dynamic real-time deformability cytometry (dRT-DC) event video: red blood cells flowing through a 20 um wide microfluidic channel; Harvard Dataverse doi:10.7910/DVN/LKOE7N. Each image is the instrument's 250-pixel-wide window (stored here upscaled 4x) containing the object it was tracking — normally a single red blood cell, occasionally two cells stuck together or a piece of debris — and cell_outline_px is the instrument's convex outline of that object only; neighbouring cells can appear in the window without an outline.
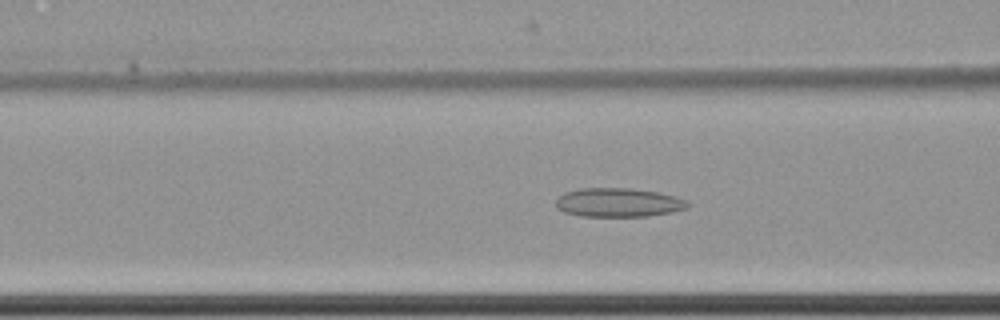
{"species": "common noctule bat (a hibernating species)", "species_latin": "Nyctalus noctula", "temperature_condition": "cold", "stored_images_in_passage": 49, "camera_frame_rate_fps": 3000, "um_per_image_px": 0.085, "animal": {"sex": "female", "body_mass_g": 22.7, "forearm_length_mm": 54.2}, "frame": {"image": 1, "passage_image": 14, "time_ms": 4.333, "image_size_px": [1000, 320], "cell_outline_px": [[692, 204], [688, 208], [672, 212], [648, 216], [580, 216], [564, 212], [556, 208], [556, 200], [564, 192], [580, 188], [632, 188], [656, 192], [676, 196], [688, 200]], "centroid_in_image_um": [52.59, 17.21], "position_along_channel_um": 114.0, "area_um2": 22.43}}
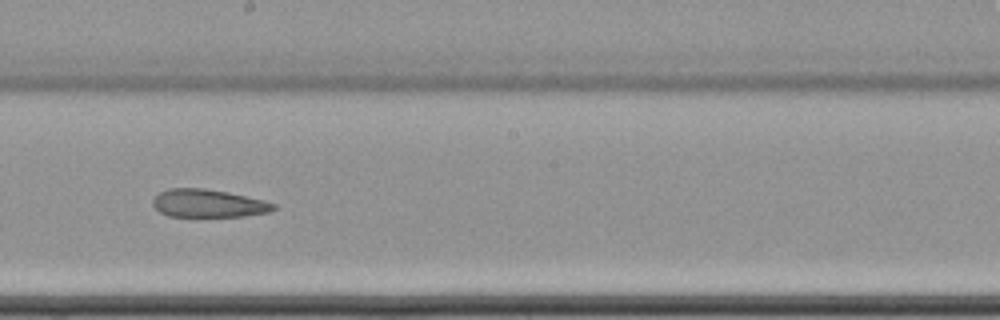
{"frame": {"image": 2, "passage_image": 24, "time_ms": 7.667, "image_size_px": [1000, 320], "cell_outline_px": [[276, 208], [268, 212], [244, 216], [168, 216], [160, 212], [152, 204], [152, 200], [160, 192], [168, 188], [204, 188], [228, 192], [264, 200], [276, 204]], "centroid_in_image_um": [17.7, 17.28], "position_along_channel_um": 230.5, "area_um2": 19.59}}
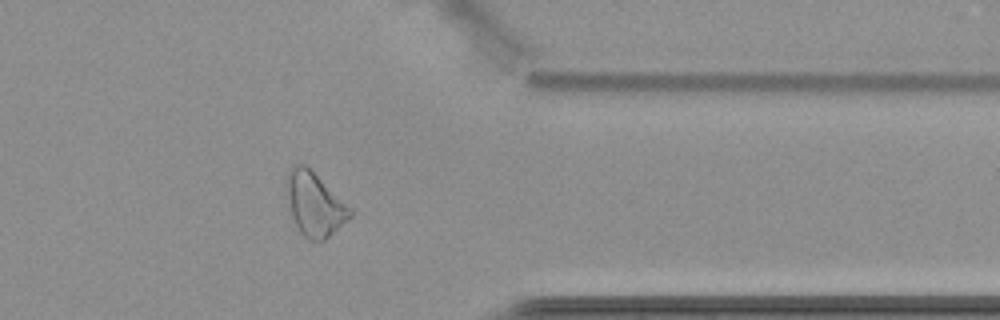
{"frame": {"image": 3, "passage_image": 38, "time_ms": 12.333, "image_size_px": [1000, 320], "cell_outline_px": [[352, 216], [348, 220], [324, 240], [308, 240], [300, 232], [288, 208], [284, 184], [288, 168], [296, 160], [304, 164], [352, 208]], "centroid_in_image_um": [26.68, 17.31], "position_along_channel_um": 384.7, "area_um2": 23.87}, "authors_computed_cell_mechanics": {"area_um2": 22.9466, "velocity_mm_per_s": 3.4901, "shape_relaxation_time_tau1_ms": null, "shape_relaxation_time_tau2_ms": 4.0056, "deformation_change_tau1": null, "deformation_change_tau2": 0.1244}}